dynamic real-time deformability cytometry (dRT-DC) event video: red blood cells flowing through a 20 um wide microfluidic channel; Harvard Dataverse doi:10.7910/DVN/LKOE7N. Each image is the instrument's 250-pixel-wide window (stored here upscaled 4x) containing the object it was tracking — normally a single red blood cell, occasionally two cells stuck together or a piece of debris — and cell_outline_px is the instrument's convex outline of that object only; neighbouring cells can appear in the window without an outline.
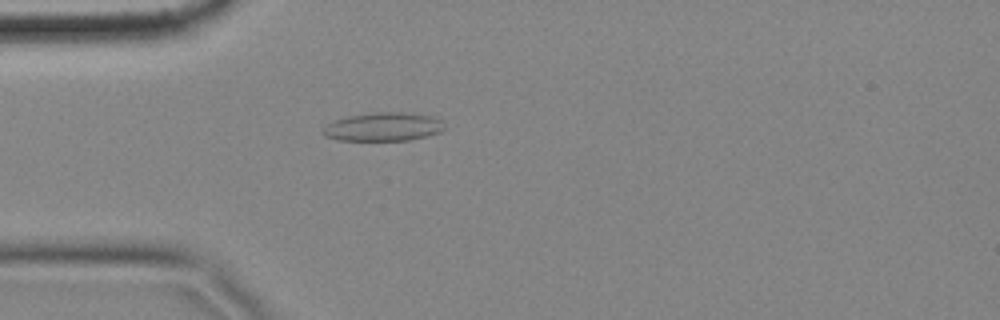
{"species": "common noctule bat (a hibernating species)", "species_latin": "Nyctalus noctula", "temperature_condition": "cold", "stored_images_in_passage": 58, "camera_frame_rate_fps": 3000, "um_per_image_px": 0.085, "animal": {"sex": "female", "body_mass_g": 18.4}, "frame": {"image": 1, "passage_image": 16, "time_ms": 5.0, "image_size_px": [1000, 320], "cell_outline_px": [[444, 128], [440, 132], [428, 136], [408, 140], [336, 140], [324, 136], [324, 128], [328, 124], [336, 120], [348, 116], [372, 112], [404, 112], [436, 116], [440, 120]], "centroid_in_image_um": [32.61, 10.77], "position_along_channel_um": 52.4, "area_um2": 20.17}}
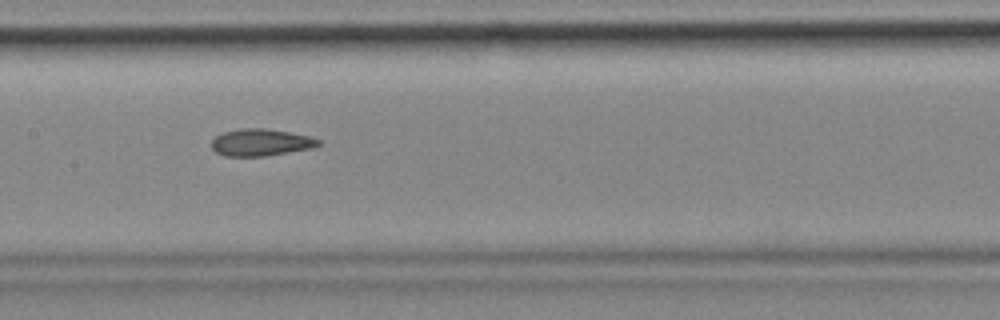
{"frame": {"image": 2, "passage_image": 28, "time_ms": 9.0, "image_size_px": [1000, 320], "cell_outline_px": [[320, 144], [316, 148], [264, 156], [224, 156], [216, 152], [212, 148], [212, 140], [216, 136], [224, 132], [240, 128], [268, 128], [308, 136], [320, 140]], "centroid_in_image_um": [22.18, 12.11], "position_along_channel_um": 185.2, "area_um2": 16.88}}
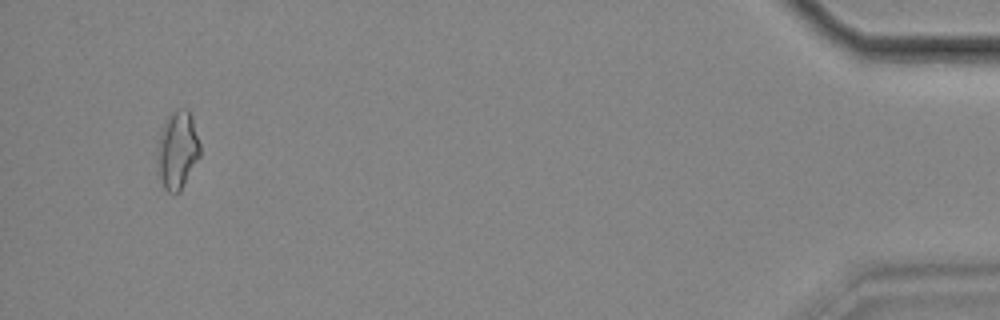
{"frame": {"image": 3, "passage_image": 55, "time_ms": 18.0, "image_size_px": [1000, 320], "cell_outline_px": [[200, 156], [180, 192], [168, 192], [164, 188], [160, 176], [156, 156], [156, 148], [160, 132], [168, 116], [176, 108], [188, 108], [200, 144]], "centroid_in_image_um": [15.07, 12.74], "position_along_channel_um": 420.1, "area_um2": 19.36}, "authors_computed_cell_mechanics": {"area_um2": 17.3978, "velocity_mm_per_s": 3.4924, "shape_relaxation_time_tau1_ms": null, "shape_relaxation_time_tau2_ms": 10.4146, "deformation_change_tau1": null, "deformation_change_tau2": 0.2149}}